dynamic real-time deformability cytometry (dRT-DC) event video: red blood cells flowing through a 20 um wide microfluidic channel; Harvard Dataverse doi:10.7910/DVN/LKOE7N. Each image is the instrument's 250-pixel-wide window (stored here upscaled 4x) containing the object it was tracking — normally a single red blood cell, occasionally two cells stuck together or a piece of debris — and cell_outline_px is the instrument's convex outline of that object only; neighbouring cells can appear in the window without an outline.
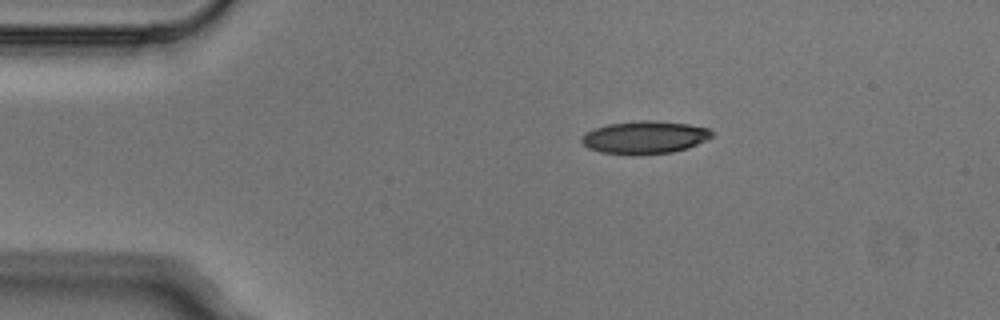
{"species": "Egyptian fruit bat (a non-hibernating species)", "species_latin": "Rousettus aegyptiacus", "temperature_condition": "cold", "stored_images_in_passage": 3, "camera_frame_rate_fps": 3000, "um_per_image_px": 0.085, "animal": {"sex": "male"}, "frame": {"image": 1, "passage_image": 1, "time_ms": 0.0, "image_size_px": [1000, 320], "cell_outline_px": [[712, 136], [688, 148], [672, 152], [636, 156], [628, 156], [600, 152], [588, 148], [580, 140], [580, 136], [584, 132], [608, 124], [636, 120], [656, 120], [688, 124], [708, 128], [712, 132]], "centroid_in_image_um": [54.74, 11.69], "position_along_channel_um": 30.3, "area_um2": 25.26}}
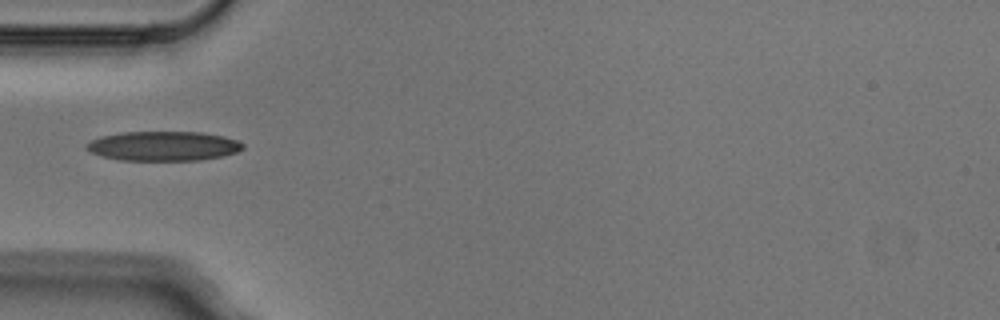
{"frame": {"image": 2, "passage_image": 3, "time_ms": 0.667, "image_size_px": [1000, 320], "cell_outline_px": [[244, 148], [236, 152], [224, 156], [200, 160], [116, 160], [100, 156], [84, 148], [84, 144], [100, 136], [120, 132], [200, 132], [224, 136], [236, 140], [244, 144]], "centroid_in_image_um": [13.85, 12.41], "position_along_channel_um": 71.1, "area_um2": 27.11}}